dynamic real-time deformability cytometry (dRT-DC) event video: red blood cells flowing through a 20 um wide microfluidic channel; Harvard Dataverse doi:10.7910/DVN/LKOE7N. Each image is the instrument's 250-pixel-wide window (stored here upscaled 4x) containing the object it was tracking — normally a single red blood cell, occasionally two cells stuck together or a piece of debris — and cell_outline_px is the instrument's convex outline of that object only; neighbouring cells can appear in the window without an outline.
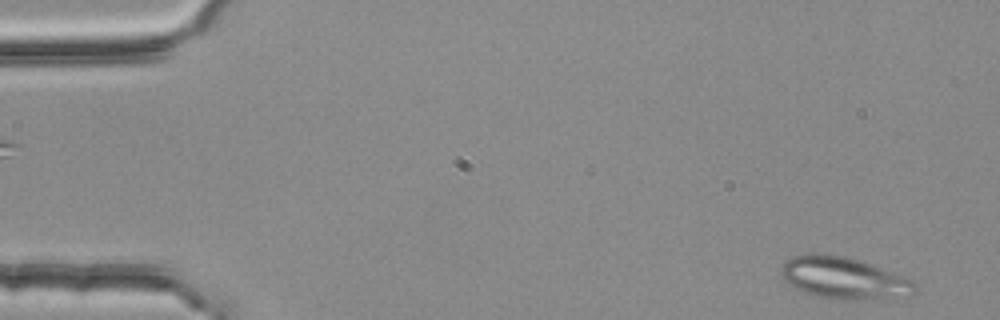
{"species": "common noctule bat (a hibernating species)", "species_latin": "Nyctalus noctula", "temperature_condition": "room temperature", "stored_images_in_passage": 4, "camera_frame_rate_fps": 3000, "um_per_image_px": 0.085, "animal": {"sex": "female", "body_mass_g": 25.1}, "frame": {"image": 1, "passage_image": 4, "time_ms": 1.0, "image_size_px": [1000, 320], "cell_outline_px": [[916, 292], [912, 296], [884, 300], [832, 300], [816, 296], [804, 292], [784, 280], [780, 276], [780, 268], [792, 256], [808, 252], [824, 252], [844, 256], [916, 280]], "centroid_in_image_um": [71.76, 23.66], "position_along_channel_um": 13.2, "area_um2": 33.47}}